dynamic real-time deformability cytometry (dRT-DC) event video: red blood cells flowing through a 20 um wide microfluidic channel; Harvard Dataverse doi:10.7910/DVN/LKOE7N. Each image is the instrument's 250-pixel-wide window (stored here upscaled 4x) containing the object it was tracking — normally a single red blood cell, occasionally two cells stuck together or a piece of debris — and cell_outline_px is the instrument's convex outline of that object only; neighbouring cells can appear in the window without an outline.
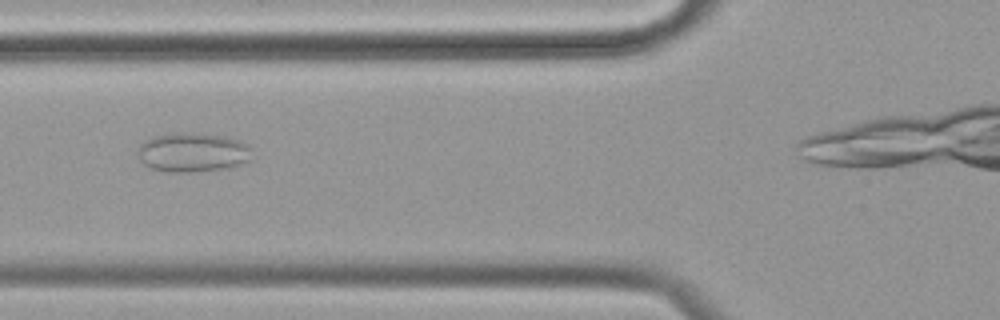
{"species": "common noctule bat (a hibernating species)", "species_latin": "Nyctalus noctula", "temperature_condition": "cold", "stored_images_in_passage": 39, "camera_frame_rate_fps": 3000, "um_per_image_px": 0.085, "animal": {"sex": "female", "body_mass_g": 19.9}, "frame": {"image": 1, "passage_image": 13, "time_ms": 4.0, "image_size_px": [1000, 320], "cell_outline_px": [[252, 160], [228, 168], [196, 172], [164, 172], [152, 168], [144, 164], [140, 160], [136, 152], [140, 144], [144, 140], [152, 136], [180, 132], [192, 132], [224, 136], [248, 144], [252, 148]], "centroid_in_image_um": [16.38, 12.95], "position_along_channel_um": 109.4, "area_um2": 26.65}}
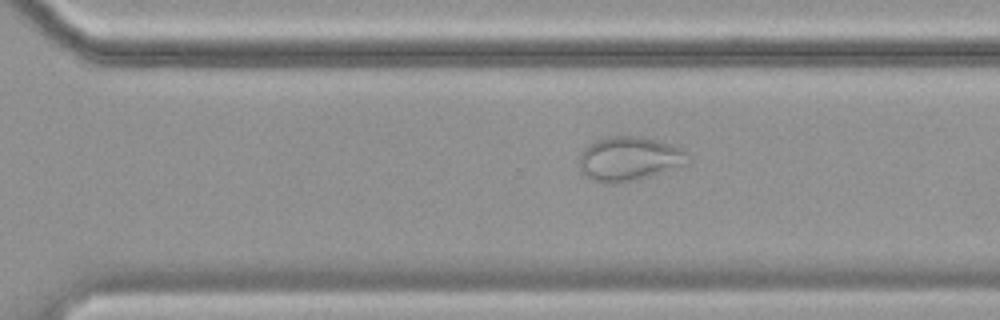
{"frame": {"image": 2, "passage_image": 31, "time_ms": 10.0, "image_size_px": [1000, 320], "cell_outline_px": [[688, 152], [684, 164], [636, 180], [608, 184], [604, 184], [588, 180], [584, 176], [580, 168], [580, 152], [588, 144], [596, 140], [608, 136], [644, 136], [680, 148]], "centroid_in_image_um": [53.37, 13.49], "position_along_channel_um": 317.2, "area_um2": 27.8}}
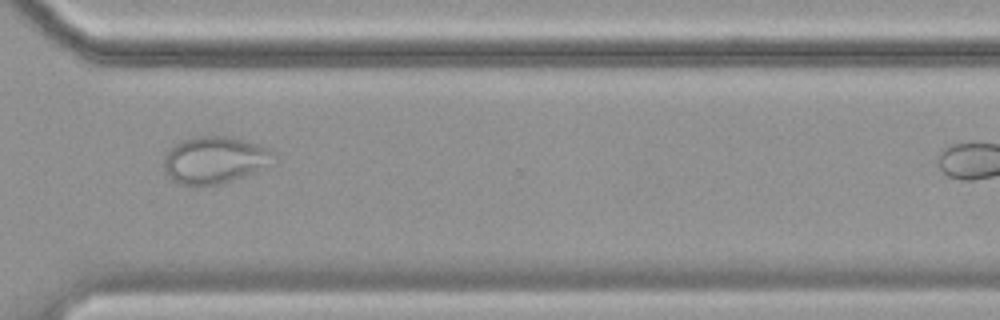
{"frame": {"image": 3, "passage_image": 34, "time_ms": 11.0, "image_size_px": [1000, 320], "cell_outline_px": [[272, 152], [256, 172], [220, 184], [180, 184], [168, 180], [164, 172], [164, 156], [168, 148], [184, 140], [196, 136], [228, 136], [244, 140], [268, 148]], "centroid_in_image_um": [18.09, 13.59], "position_along_channel_um": 352.5, "area_um2": 29.36}}